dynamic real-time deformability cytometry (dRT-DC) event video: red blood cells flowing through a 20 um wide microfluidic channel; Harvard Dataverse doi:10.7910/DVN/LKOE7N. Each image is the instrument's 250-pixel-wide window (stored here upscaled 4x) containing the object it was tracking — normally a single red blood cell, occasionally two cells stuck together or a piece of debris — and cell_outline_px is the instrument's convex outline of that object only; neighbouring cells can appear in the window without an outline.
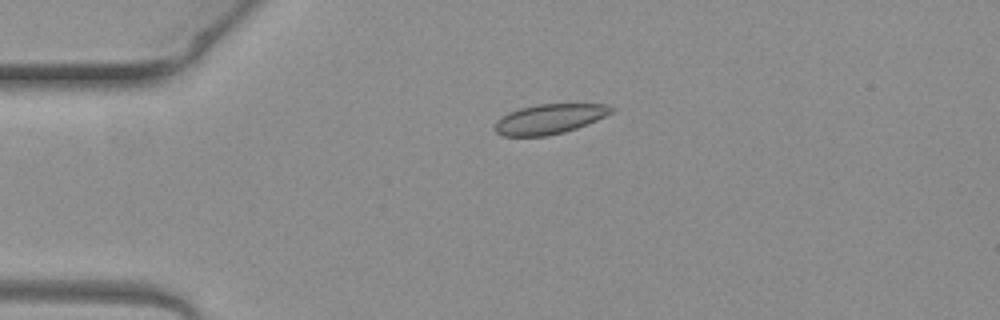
{"species": "common noctule bat (a hibernating species)", "species_latin": "Nyctalus noctula", "temperature_condition": "warm", "stored_images_in_passage": 7, "camera_frame_rate_fps": 3000, "um_per_image_px": 0.085, "animal": {"sex": "female", "body_mass_g": 19.3, "forearm_length_mm": 54.1}, "frame": {"image": 1, "passage_image": 2, "time_ms": 0.333, "image_size_px": [1000, 320], "cell_outline_px": [[616, 108], [612, 112], [596, 120], [576, 128], [564, 132], [544, 136], [504, 136], [496, 132], [492, 128], [496, 120], [508, 112], [520, 108], [536, 104], [608, 104]], "centroid_in_image_um": [46.66, 10.11], "position_along_channel_um": 38.3, "area_um2": 20.29}}
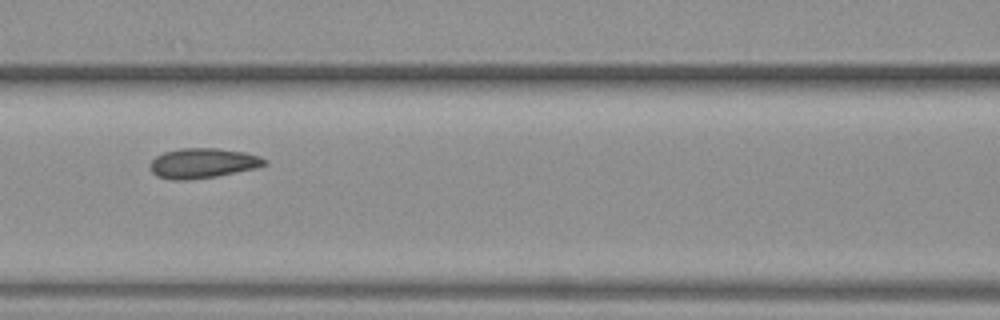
{"frame": {"image": 2, "passage_image": 5, "time_ms": 1.333, "image_size_px": [1000, 320], "cell_outline_px": [[268, 164], [256, 168], [216, 176], [188, 180], [172, 180], [156, 176], [148, 168], [148, 164], [156, 156], [164, 152], [180, 148], [216, 148], [244, 152], [260, 156], [268, 160]], "centroid_in_image_um": [17.21, 13.87], "position_along_channel_um": 149.4, "area_um2": 20.17}}
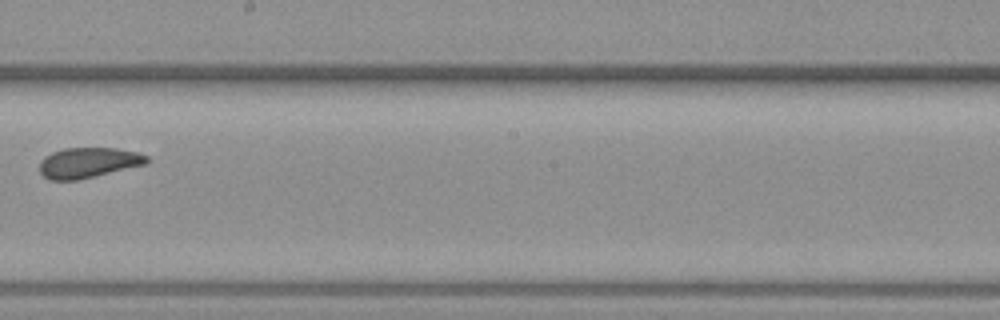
{"frame": {"image": 3, "passage_image": 7, "time_ms": 2.0, "image_size_px": [1000, 320], "cell_outline_px": [[148, 164], [76, 180], [48, 180], [40, 172], [40, 160], [44, 156], [52, 152], [64, 148], [116, 148], [136, 152], [148, 156]], "centroid_in_image_um": [7.49, 13.82], "position_along_channel_um": 240.7, "area_um2": 18.96}}